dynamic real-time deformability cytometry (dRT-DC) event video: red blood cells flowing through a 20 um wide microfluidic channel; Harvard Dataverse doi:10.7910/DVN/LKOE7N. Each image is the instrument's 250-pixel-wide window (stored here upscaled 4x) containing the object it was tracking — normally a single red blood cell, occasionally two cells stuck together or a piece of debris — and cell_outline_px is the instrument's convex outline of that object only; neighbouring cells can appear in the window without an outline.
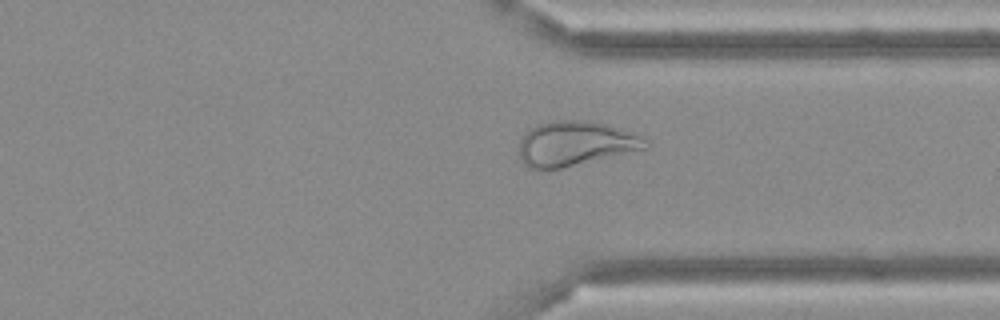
{"species": "Egyptian fruit bat (a non-hibernating species)", "species_latin": "Rousettus aegyptiacus", "temperature_condition": "cold", "stored_images_in_passage": 44, "camera_frame_rate_fps": 3000, "um_per_image_px": 0.085, "frame": {"image": 1, "passage_image": 32, "time_ms": 10.333, "image_size_px": [1000, 320], "cell_outline_px": [[652, 144], [648, 148], [560, 168], [536, 172], [528, 168], [520, 160], [520, 140], [528, 128], [536, 124], [552, 120], [588, 120], [604, 124], [644, 136]], "centroid_in_image_um": [48.86, 12.21], "position_along_channel_um": 362.5, "area_um2": 33.35}}
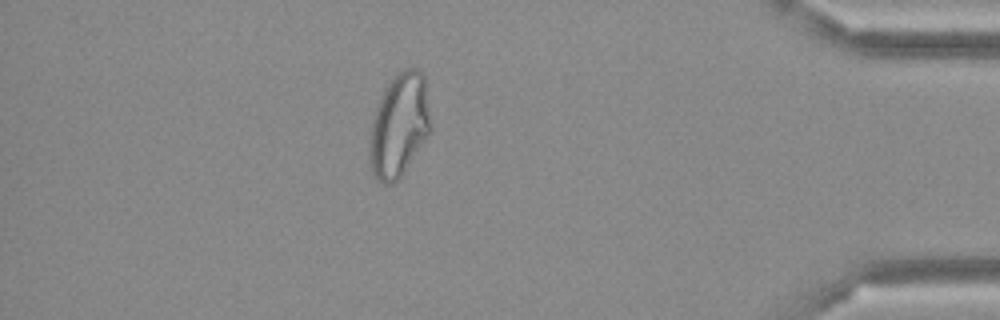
{"frame": {"image": 2, "passage_image": 38, "time_ms": 12.333, "image_size_px": [1000, 320], "cell_outline_px": [[432, 128], [428, 136], [400, 180], [392, 184], [384, 184], [376, 180], [368, 164], [368, 140], [372, 120], [376, 108], [388, 84], [404, 68], [416, 68], [424, 76]], "centroid_in_image_um": [33.91, 10.75], "position_along_channel_um": 401.3, "area_um2": 37.28}}